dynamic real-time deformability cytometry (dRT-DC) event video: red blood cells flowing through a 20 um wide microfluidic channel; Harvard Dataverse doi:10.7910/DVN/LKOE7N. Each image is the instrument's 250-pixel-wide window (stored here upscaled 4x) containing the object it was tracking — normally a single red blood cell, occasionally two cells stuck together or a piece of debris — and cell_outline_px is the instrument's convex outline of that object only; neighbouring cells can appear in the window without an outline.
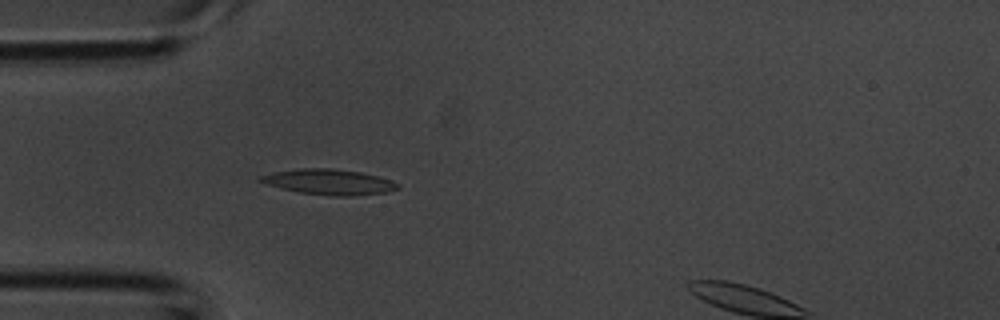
{"species": "common noctule bat (a hibernating species)", "species_latin": "Nyctalus noctula", "temperature_condition": "room temperature", "stored_images_in_passage": 5, "segment_of_instrument_passage": [1, 2], "camera_frame_rate_fps": 3000, "um_per_image_px": 0.085, "animal": {"sex": "male", "body_mass_g": 20.1, "forearm_length_mm": 53.5}, "frame": {"image": 1, "passage_image": 4, "time_ms": 1.0, "image_size_px": [1000, 320], "cell_outline_px": [[400, 188], [388, 192], [352, 196], [328, 196], [300, 192], [268, 184], [256, 180], [256, 176], [272, 172], [296, 168], [332, 168], [360, 172], [392, 180], [400, 184]], "centroid_in_image_um": [27.96, 15.46], "position_along_channel_um": 57.0, "area_um2": 20.52}}